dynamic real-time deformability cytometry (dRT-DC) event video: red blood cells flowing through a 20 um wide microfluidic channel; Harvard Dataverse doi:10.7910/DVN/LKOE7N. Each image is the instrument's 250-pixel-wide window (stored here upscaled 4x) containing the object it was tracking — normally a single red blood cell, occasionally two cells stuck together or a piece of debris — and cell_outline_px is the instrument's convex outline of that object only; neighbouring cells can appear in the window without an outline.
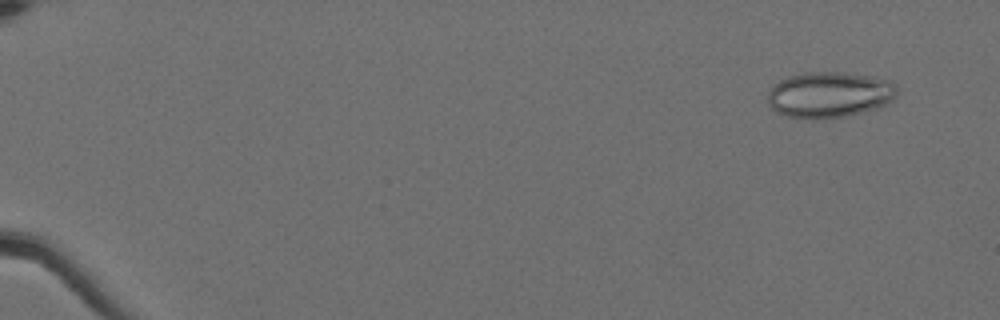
{"species": "Egyptian fruit bat (a non-hibernating species)", "species_latin": "Rousettus aegyptiacus", "temperature_condition": "cold", "stored_images_in_passage": 59, "camera_frame_rate_fps": 3000, "um_per_image_px": 0.085, "animal": {"sex": "female"}, "frame": {"image": 1, "passage_image": 5, "time_ms": 1.333, "image_size_px": [1000, 320], "cell_outline_px": [[896, 96], [892, 100], [880, 108], [844, 116], [812, 120], [788, 116], [776, 112], [768, 104], [768, 92], [780, 80], [792, 76], [808, 72], [836, 72], [872, 76], [888, 80], [896, 84]], "centroid_in_image_um": [70.52, 8.06], "position_along_channel_um": 14.5, "area_um2": 34.51}}
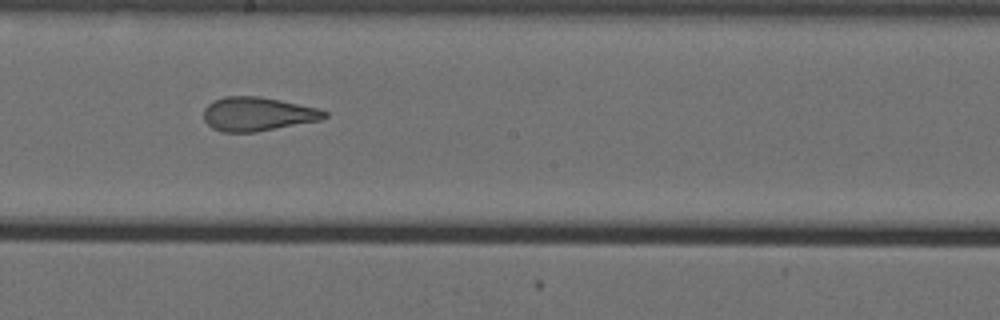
{"frame": {"image": 2, "passage_image": 36, "time_ms": 11.667, "image_size_px": [1000, 320], "cell_outline_px": [[328, 116], [320, 120], [256, 132], [224, 132], [212, 128], [204, 120], [204, 108], [208, 104], [224, 96], [260, 96], [320, 108], [328, 112]], "centroid_in_image_um": [21.91, 9.69], "position_along_channel_um": 226.3, "area_um2": 23.87}}
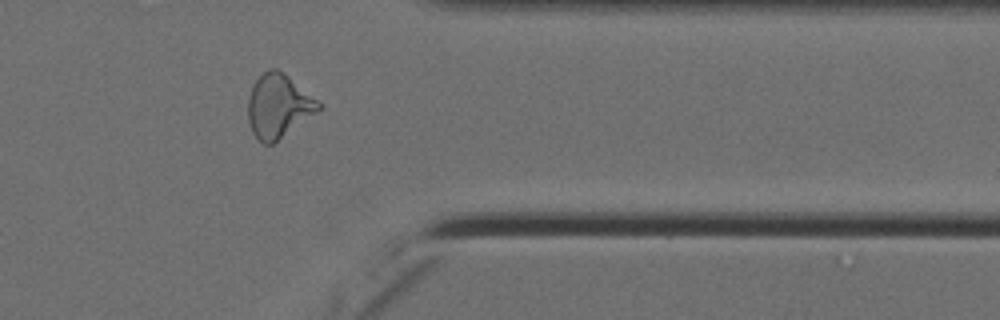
{"frame": {"image": 3, "passage_image": 50, "time_ms": 16.333, "image_size_px": [1000, 320], "cell_outline_px": [[320, 108], [316, 112], [272, 144], [264, 144], [252, 132], [248, 120], [248, 96], [252, 84], [268, 68], [276, 68], [288, 76], [320, 100]], "centroid_in_image_um": [23.65, 8.98], "position_along_channel_um": 387.8, "area_um2": 25.89}, "authors_computed_cell_mechanics": {"area_um2": 26.7614, "velocity_mm_per_s": 3.5849, "shape_relaxation_time_tau1_ms": null, "shape_relaxation_time_tau2_ms": 1.2192, "deformation_change_tau1": null, "deformation_change_tau2": 0.0827}}